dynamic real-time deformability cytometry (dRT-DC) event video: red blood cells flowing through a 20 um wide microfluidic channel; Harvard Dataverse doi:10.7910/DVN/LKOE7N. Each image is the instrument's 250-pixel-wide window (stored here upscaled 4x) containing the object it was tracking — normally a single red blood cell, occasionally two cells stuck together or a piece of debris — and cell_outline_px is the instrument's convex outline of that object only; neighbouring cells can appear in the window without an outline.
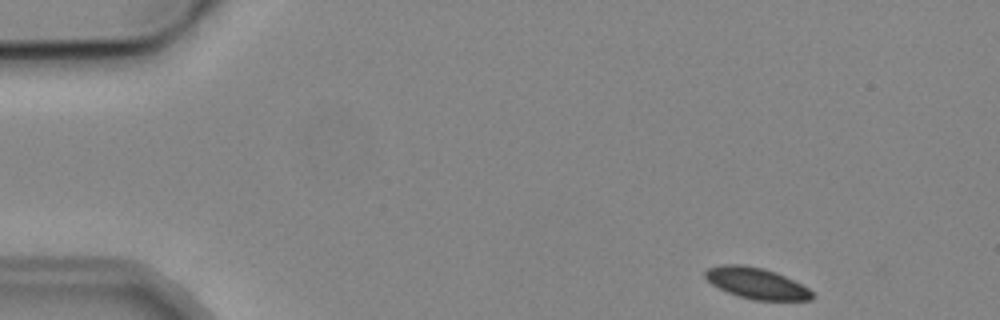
{"species": "common noctule bat (a hibernating species)", "species_latin": "Nyctalus noctula", "temperature_condition": "cold", "stored_images_in_passage": 5, "camera_frame_rate_fps": 3000, "um_per_image_px": 0.085, "animal": {"sex": "male", "body_mass_g": 19.2, "forearm_length_mm": 51.8}, "frame": {"image": 1, "passage_image": 1, "time_ms": 0.0, "image_size_px": [1000, 320], "cell_outline_px": [[816, 296], [812, 300], [756, 300], [740, 296], [728, 292], [712, 284], [704, 276], [704, 272], [708, 268], [724, 264], [744, 264], [764, 268], [776, 272], [808, 288]], "centroid_in_image_um": [64.31, 24.07], "position_along_channel_um": 20.7, "area_um2": 19.25}}
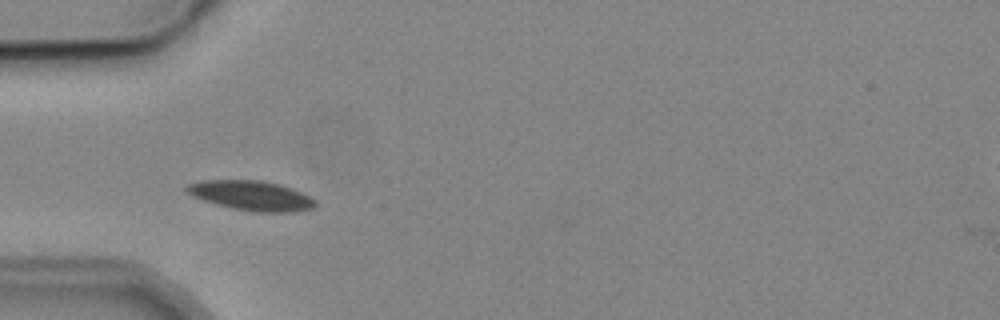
{"frame": {"image": 2, "passage_image": 4, "time_ms": 3.667, "image_size_px": [1000, 320], "cell_outline_px": [[316, 204], [312, 208], [292, 212], [256, 212], [232, 208], [216, 204], [192, 196], [184, 188], [188, 184], [204, 180], [260, 180], [280, 184], [300, 192], [316, 200]], "centroid_in_image_um": [21.35, 16.62], "position_along_channel_um": 63.6, "area_um2": 22.08}}